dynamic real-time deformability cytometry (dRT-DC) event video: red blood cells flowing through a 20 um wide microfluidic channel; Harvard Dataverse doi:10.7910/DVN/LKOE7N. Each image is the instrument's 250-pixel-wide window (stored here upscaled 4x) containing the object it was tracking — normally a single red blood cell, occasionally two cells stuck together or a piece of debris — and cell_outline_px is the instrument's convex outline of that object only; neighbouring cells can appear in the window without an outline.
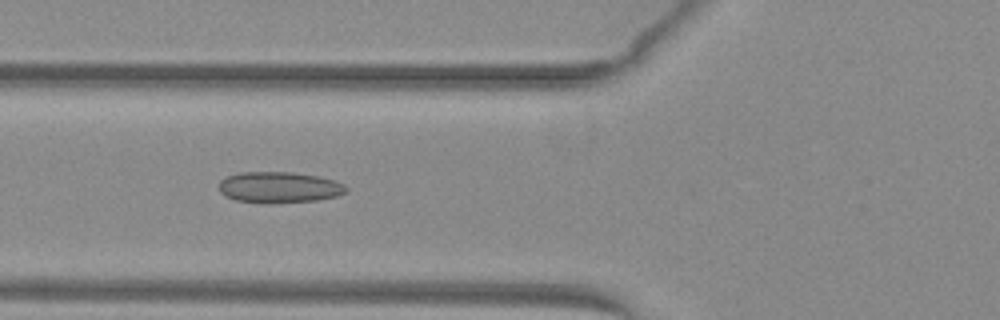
{"species": "common noctule bat (a hibernating species)", "species_latin": "Nyctalus noctula", "temperature_condition": "warm", "stored_images_in_passage": 37, "camera_frame_rate_fps": 3000, "um_per_image_px": 0.085, "animal": {"sex": "female", "body_mass_g": 29.2, "forearm_length_mm": 56.3}, "frame": {"image": 1, "passage_image": 6, "time_ms": 1.667, "image_size_px": [1000, 320], "cell_outline_px": [[348, 192], [336, 196], [316, 200], [268, 204], [260, 204], [236, 200], [224, 196], [220, 192], [220, 180], [228, 176], [240, 172], [292, 172], [316, 176], [332, 180], [344, 184], [348, 188]], "centroid_in_image_um": [23.71, 15.94], "position_along_channel_um": 102.1, "area_um2": 23.18}, "authors_computed_cell_mechanics": {"area_um2": 21.7328, "velocity_mm_per_s": 4.0519, "shape_relaxation_time_tau1_ms": null, "shape_relaxation_time_tau2_ms": 2.5402, "deformation_change_tau1": null, "deformation_change_tau2": 0.1137}}